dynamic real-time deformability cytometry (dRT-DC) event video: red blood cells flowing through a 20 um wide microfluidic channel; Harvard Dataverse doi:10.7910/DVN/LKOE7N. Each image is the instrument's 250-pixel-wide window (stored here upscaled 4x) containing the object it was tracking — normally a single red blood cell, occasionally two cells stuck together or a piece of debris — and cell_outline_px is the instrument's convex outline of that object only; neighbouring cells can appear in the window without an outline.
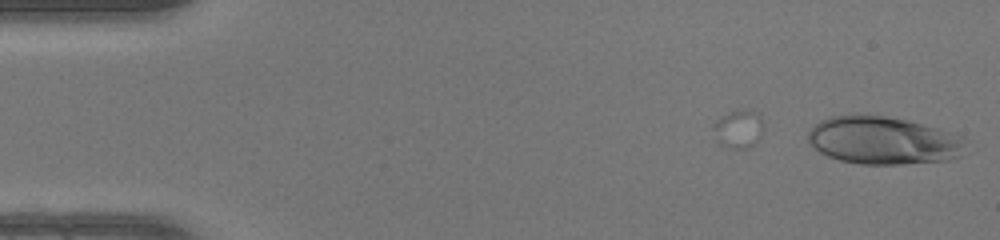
{"species": "human", "species_latin": "Homo sapiens", "temperature_condition": "warm", "stored_images_in_passage": 5, "camera_frame_rate_fps": 3000, "um_per_image_px": 0.085, "donor": {"sex": "female"}, "frame": {"image": 1, "passage_image": 5, "time_ms": 1.333, "image_size_px": [1000, 240], "cell_outline_px": [[972, 152], [948, 160], [900, 164], [860, 164], [840, 160], [828, 156], [820, 152], [808, 140], [808, 132], [820, 120], [832, 116], [860, 112], [888, 116], [912, 120], [964, 136], [968, 140]], "centroid_in_image_um": [75.2, 11.91], "position_along_channel_um": 9.8, "area_um2": 45.26}}